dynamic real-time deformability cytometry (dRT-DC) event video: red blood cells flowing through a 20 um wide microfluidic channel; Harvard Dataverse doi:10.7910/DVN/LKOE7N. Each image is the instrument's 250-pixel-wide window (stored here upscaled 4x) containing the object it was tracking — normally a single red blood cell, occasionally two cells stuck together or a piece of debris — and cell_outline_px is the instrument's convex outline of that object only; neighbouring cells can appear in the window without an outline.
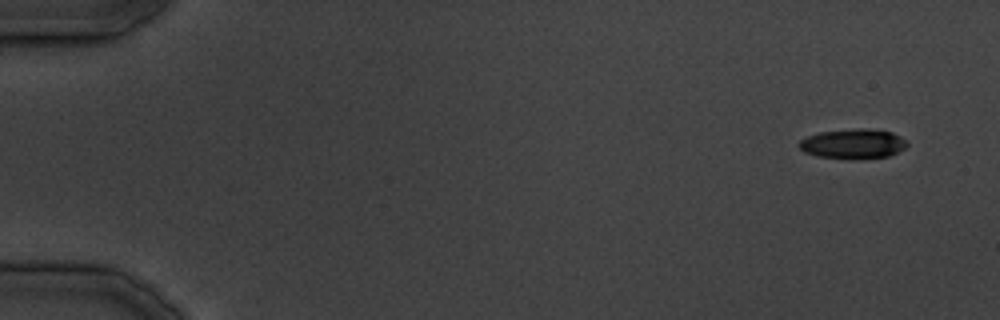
{"species": "common noctule bat (a hibernating species)", "species_latin": "Nyctalus noctula", "temperature_condition": "cold", "stored_images_in_passage": 11, "camera_frame_rate_fps": 3000, "um_per_image_px": 0.085, "animal": {"sex": "male", "body_mass_g": 19.5, "forearm_length_mm": 54.6}, "frame": {"image": 1, "passage_image": 1, "time_ms": 0.0, "image_size_px": [1000, 320], "cell_outline_px": [[908, 144], [904, 148], [888, 156], [860, 160], [852, 160], [816, 156], [804, 152], [796, 144], [800, 140], [808, 136], [820, 132], [856, 128], [864, 128], [892, 132], [900, 136]], "centroid_in_image_um": [72.48, 12.24], "position_along_channel_um": 12.5, "area_um2": 18.96}}